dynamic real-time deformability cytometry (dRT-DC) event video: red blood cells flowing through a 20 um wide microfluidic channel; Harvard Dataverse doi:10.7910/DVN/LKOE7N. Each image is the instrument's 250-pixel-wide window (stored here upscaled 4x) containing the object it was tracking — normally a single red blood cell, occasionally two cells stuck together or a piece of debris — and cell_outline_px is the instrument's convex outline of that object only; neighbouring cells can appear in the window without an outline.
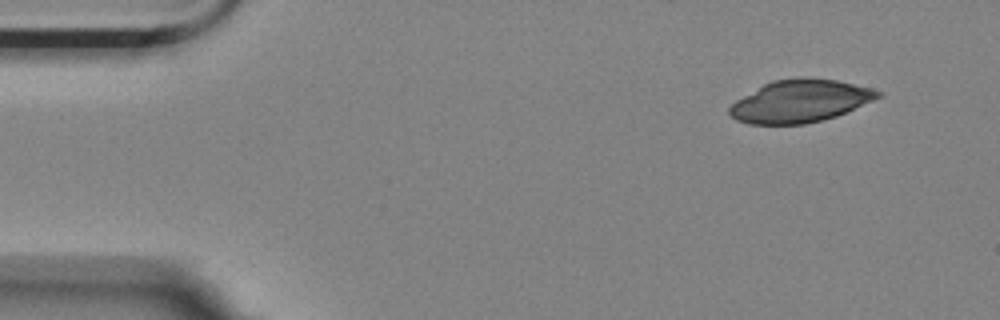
{"species": "Egyptian fruit bat (a non-hibernating species)", "species_latin": "Rousettus aegyptiacus", "temperature_condition": "room temperature", "stored_images_in_passage": 4, "camera_frame_rate_fps": 3000, "um_per_image_px": 0.085, "animal": {"sex": "female"}, "frame": {"image": 1, "passage_image": 1, "time_ms": 0.0, "image_size_px": [1000, 320], "cell_outline_px": [[880, 96], [872, 100], [836, 116], [804, 124], [748, 124], [736, 120], [728, 112], [728, 108], [736, 100], [764, 84], [772, 80], [800, 76], [804, 76], [836, 80], [868, 88], [880, 92]], "centroid_in_image_um": [67.94, 8.59], "position_along_channel_um": 17.1, "area_um2": 36.36}}